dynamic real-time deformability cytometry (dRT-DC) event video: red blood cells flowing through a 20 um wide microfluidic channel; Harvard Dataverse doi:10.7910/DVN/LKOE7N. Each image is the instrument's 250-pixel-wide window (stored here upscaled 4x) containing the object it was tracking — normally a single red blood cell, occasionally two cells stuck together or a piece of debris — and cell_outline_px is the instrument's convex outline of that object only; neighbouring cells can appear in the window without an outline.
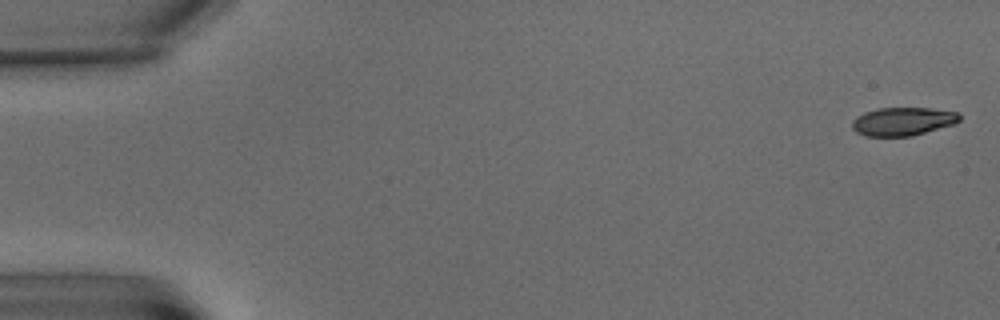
{"species": "common noctule bat (a hibernating species)", "species_latin": "Nyctalus noctula", "temperature_condition": "warm", "stored_images_in_passage": 7, "camera_frame_rate_fps": 3000, "um_per_image_px": 0.085, "animal": {"sex": "male", "body_mass_g": 15.6}, "frame": {"image": 1, "passage_image": 1, "time_ms": 0.0, "image_size_px": [1000, 320], "cell_outline_px": [[960, 120], [956, 124], [912, 136], [864, 136], [856, 132], [852, 128], [852, 120], [856, 116], [864, 112], [880, 108], [928, 108], [960, 112]], "centroid_in_image_um": [76.75, 10.32], "position_along_channel_um": 8.2, "area_um2": 17.92}}
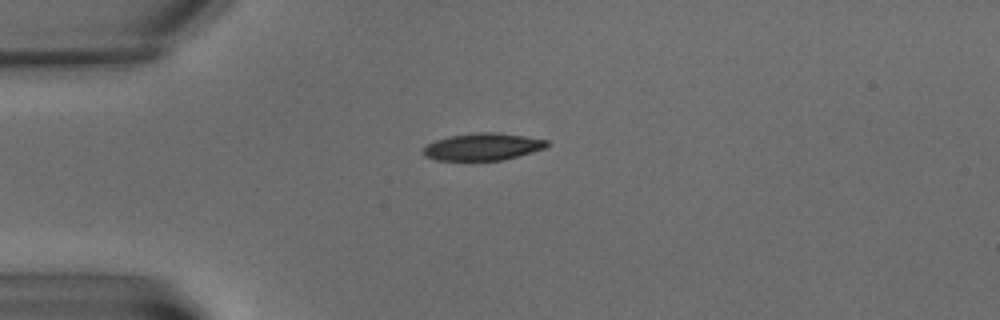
{"frame": {"image": 2, "passage_image": 5, "time_ms": 5.667, "image_size_px": [1000, 320], "cell_outline_px": [[548, 148], [504, 160], [436, 160], [424, 156], [420, 152], [428, 144], [436, 140], [448, 136], [472, 132], [496, 132], [524, 136], [548, 140]], "centroid_in_image_um": [41.04, 12.47], "position_along_channel_um": 44.0, "area_um2": 19.83}}
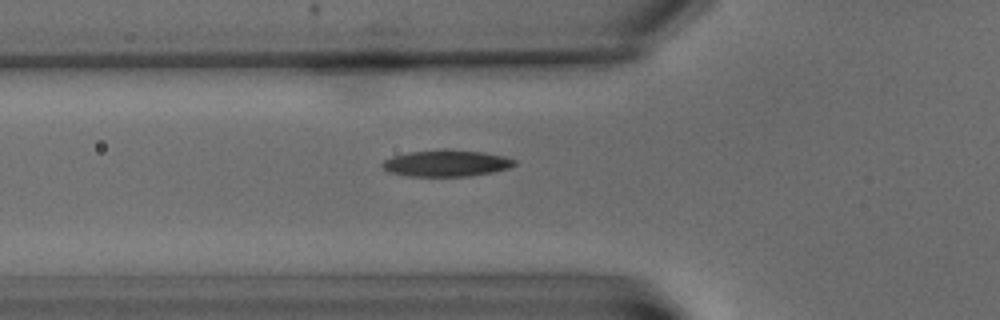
{"frame": {"image": 3, "passage_image": 7, "time_ms": 8.0, "image_size_px": [1000, 320], "cell_outline_px": [[516, 164], [508, 168], [492, 172], [468, 176], [408, 176], [388, 172], [380, 164], [384, 160], [392, 156], [408, 152], [440, 148], [448, 148], [484, 152], [504, 156], [516, 160]], "centroid_in_image_um": [37.92, 13.85], "position_along_channel_um": 87.9, "area_um2": 20.75}}